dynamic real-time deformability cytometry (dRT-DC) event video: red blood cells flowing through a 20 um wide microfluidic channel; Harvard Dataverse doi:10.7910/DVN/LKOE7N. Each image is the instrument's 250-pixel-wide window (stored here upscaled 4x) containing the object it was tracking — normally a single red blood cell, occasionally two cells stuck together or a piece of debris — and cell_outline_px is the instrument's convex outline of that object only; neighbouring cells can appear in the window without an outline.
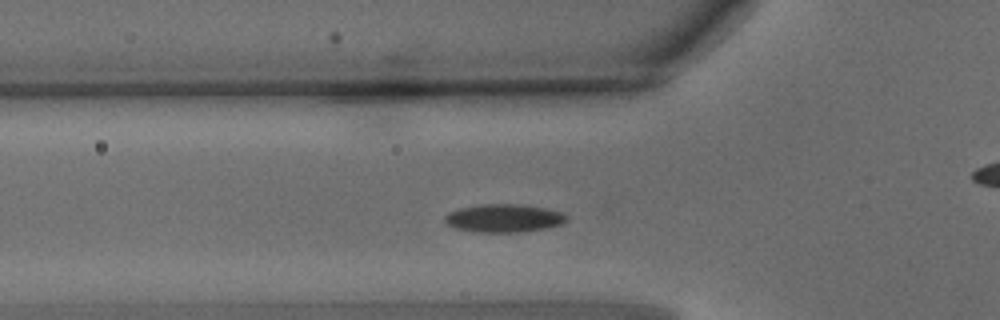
{"species": "common noctule bat (a hibernating species)", "species_latin": "Nyctalus noctula", "temperature_condition": "warm", "stored_images_in_passage": 34, "camera_frame_rate_fps": 3000, "um_per_image_px": 0.085, "animal": {"sex": "male", "body_mass_g": 15.6}, "frame": {"image": 1, "passage_image": 10, "time_ms": 3.0, "image_size_px": [1000, 320], "cell_outline_px": [[568, 220], [560, 224], [544, 228], [524, 232], [476, 232], [456, 228], [448, 224], [444, 220], [444, 216], [448, 212], [460, 208], [480, 204], [516, 204], [544, 208], [560, 212], [568, 216]], "centroid_in_image_um": [42.8, 18.54], "position_along_channel_um": 83.0, "area_um2": 19.83}}
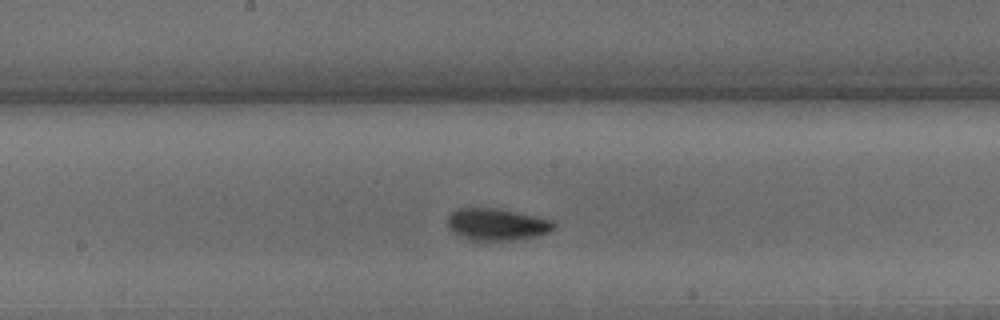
{"frame": {"image": 2, "passage_image": 19, "time_ms": 6.0, "image_size_px": [1000, 320], "cell_outline_px": [[556, 228], [548, 232], [536, 236], [516, 240], [468, 240], [460, 236], [448, 228], [448, 216], [456, 208], [496, 208], [516, 212], [552, 220], [556, 224]], "centroid_in_image_um": [42.22, 19.08], "position_along_channel_um": 206.0, "area_um2": 19.77}}
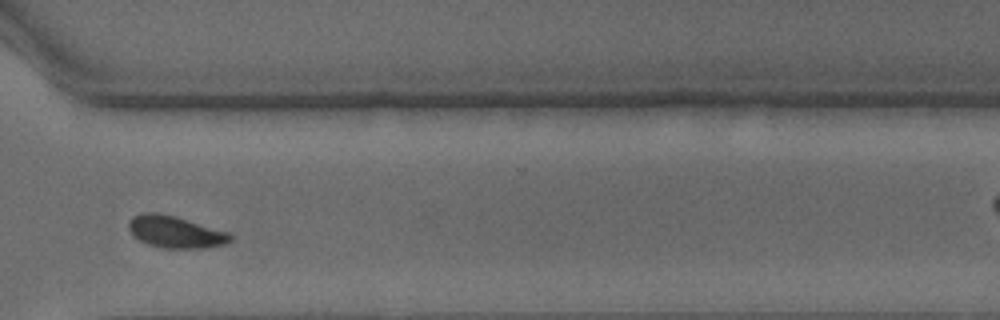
{"frame": {"image": 3, "passage_image": 30, "time_ms": 9.667, "image_size_px": [1000, 320], "cell_outline_px": [[232, 240], [224, 244], [208, 248], [164, 248], [148, 244], [132, 236], [128, 228], [128, 224], [132, 216], [140, 212], [156, 212], [172, 216], [228, 232], [232, 236]], "centroid_in_image_um": [14.86, 19.72], "position_along_channel_um": 355.7, "area_um2": 18.79}, "authors_computed_cell_mechanics": {"area_um2": 18.8717, "velocity_mm_per_s": 4.0777, "shape_relaxation_time_tau1_ms": 2.3356, "shape_relaxation_time_tau2_ms": 2.0691, "deformation_change_tau1": 0.1094, "deformation_change_tau2": 0.0575}}